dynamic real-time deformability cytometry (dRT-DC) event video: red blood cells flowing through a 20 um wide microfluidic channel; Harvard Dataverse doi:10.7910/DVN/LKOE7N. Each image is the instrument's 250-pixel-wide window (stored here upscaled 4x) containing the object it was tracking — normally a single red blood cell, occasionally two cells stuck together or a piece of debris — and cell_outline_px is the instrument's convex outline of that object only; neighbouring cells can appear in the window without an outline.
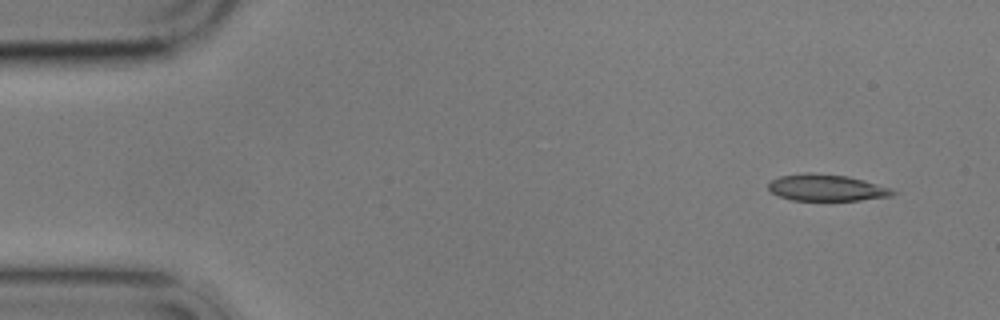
{"species": "common noctule bat (a hibernating species)", "species_latin": "Nyctalus noctula", "temperature_condition": "cold", "stored_images_in_passage": 4, "camera_frame_rate_fps": 3000, "um_per_image_px": 0.085, "animal": {"sex": "male", "body_mass_g": 17.9}, "frame": {"image": 1, "passage_image": 1, "time_ms": 0.0, "image_size_px": [1000, 320], "cell_outline_px": [[900, 192], [892, 196], [860, 200], [792, 200], [780, 196], [772, 192], [768, 188], [768, 184], [772, 180], [780, 176], [804, 172], [808, 172], [848, 176], [864, 180], [892, 188]], "centroid_in_image_um": [70.31, 15.95], "position_along_channel_um": 14.7, "area_um2": 19.36}}